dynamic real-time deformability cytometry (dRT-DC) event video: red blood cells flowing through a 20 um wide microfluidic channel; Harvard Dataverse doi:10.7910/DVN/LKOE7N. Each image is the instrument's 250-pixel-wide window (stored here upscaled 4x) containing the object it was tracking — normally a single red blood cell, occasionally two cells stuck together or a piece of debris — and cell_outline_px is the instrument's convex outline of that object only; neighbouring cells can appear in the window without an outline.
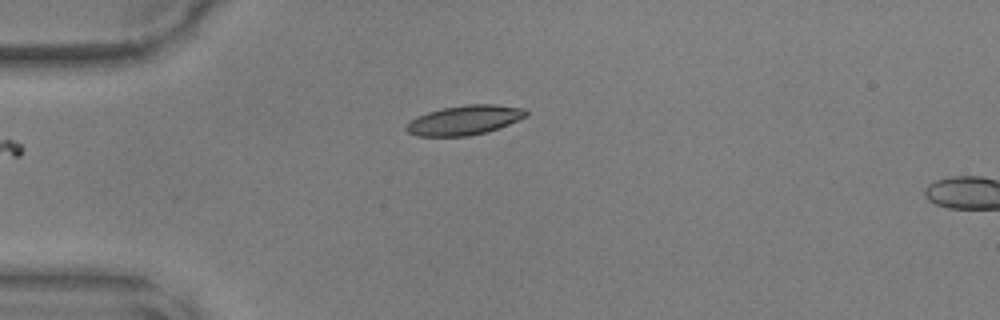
{"species": "common noctule bat (a hibernating species)", "species_latin": "Nyctalus noctula", "temperature_condition": "warm", "stored_images_in_passage": 3, "camera_frame_rate_fps": 3000, "um_per_image_px": 0.085, "animal": {"sex": "male", "body_mass_g": 17.9, "forearm_length_mm": 54.2}, "frame": {"image": 1, "passage_image": 1, "time_ms": 0.0, "image_size_px": [1000, 320], "cell_outline_px": [[528, 116], [500, 128], [488, 132], [468, 136], [416, 136], [408, 132], [404, 128], [416, 116], [428, 112], [444, 108], [468, 104], [496, 104], [524, 108], [528, 112]], "centroid_in_image_um": [39.52, 10.21], "position_along_channel_um": 45.5, "area_um2": 20.69}}